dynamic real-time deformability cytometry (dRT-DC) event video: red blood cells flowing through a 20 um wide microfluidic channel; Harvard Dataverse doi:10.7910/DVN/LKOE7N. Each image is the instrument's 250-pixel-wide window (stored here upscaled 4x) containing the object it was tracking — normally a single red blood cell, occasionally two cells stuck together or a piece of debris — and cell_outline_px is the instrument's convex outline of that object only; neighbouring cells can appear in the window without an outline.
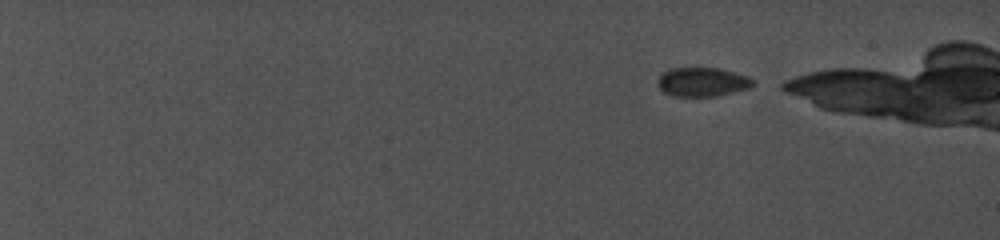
{"species": "common noctule bat (a hibernating species)", "species_latin": "Nyctalus noctula", "temperature_condition": "cold", "stored_images_in_passage": 16, "camera_frame_rate_fps": 5000, "um_per_image_px": 0.085, "animal": {"sex": "female", "body_mass_g": 19.0, "forearm_length_mm": 56.7}, "frame": {"image": 1, "passage_image": 1, "time_ms": 0.0, "image_size_px": [1000, 240], "cell_outline_px": [[756, 84], [752, 88], [716, 96], [672, 96], [664, 92], [656, 84], [656, 80], [660, 72], [668, 68], [720, 68], [748, 76], [756, 80]], "centroid_in_image_um": [59.7, 6.96], "position_along_channel_um": 25.3, "area_um2": 16.59}}
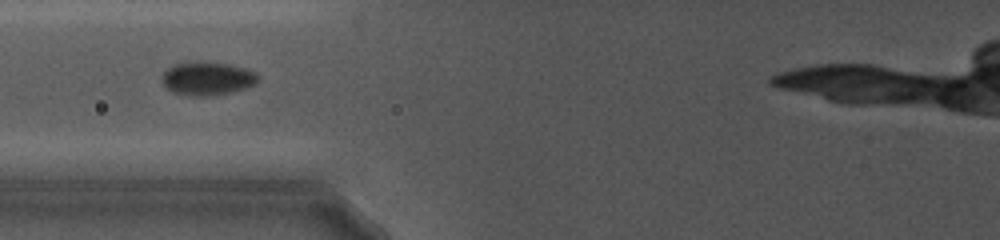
{"frame": {"image": 2, "passage_image": 10, "time_ms": 7.4, "image_size_px": [1000, 240], "cell_outline_px": [[260, 80], [256, 84], [232, 92], [208, 96], [188, 96], [172, 92], [160, 80], [160, 76], [172, 64], [196, 60], [228, 64], [244, 68], [256, 72], [260, 76]], "centroid_in_image_um": [17.61, 6.66], "position_along_channel_um": 108.2, "area_um2": 19.13}}
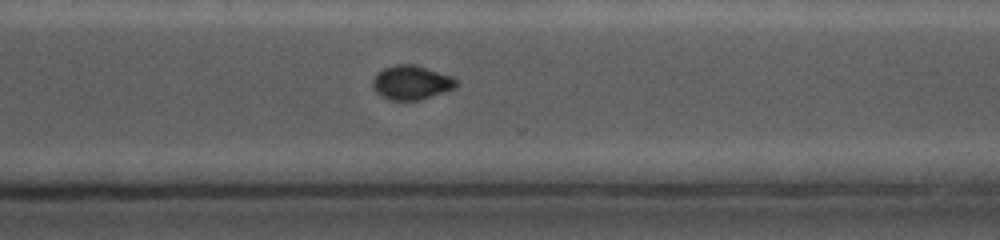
{"frame": {"image": 3, "passage_image": 16, "time_ms": 13.2, "image_size_px": [1000, 240], "cell_outline_px": [[460, 84], [456, 88], [420, 100], [392, 100], [380, 96], [372, 88], [372, 80], [384, 68], [396, 64], [416, 64], [452, 76], [460, 80]], "centroid_in_image_um": [35.02, 7.01], "position_along_channel_um": 335.6, "area_um2": 16.88}}